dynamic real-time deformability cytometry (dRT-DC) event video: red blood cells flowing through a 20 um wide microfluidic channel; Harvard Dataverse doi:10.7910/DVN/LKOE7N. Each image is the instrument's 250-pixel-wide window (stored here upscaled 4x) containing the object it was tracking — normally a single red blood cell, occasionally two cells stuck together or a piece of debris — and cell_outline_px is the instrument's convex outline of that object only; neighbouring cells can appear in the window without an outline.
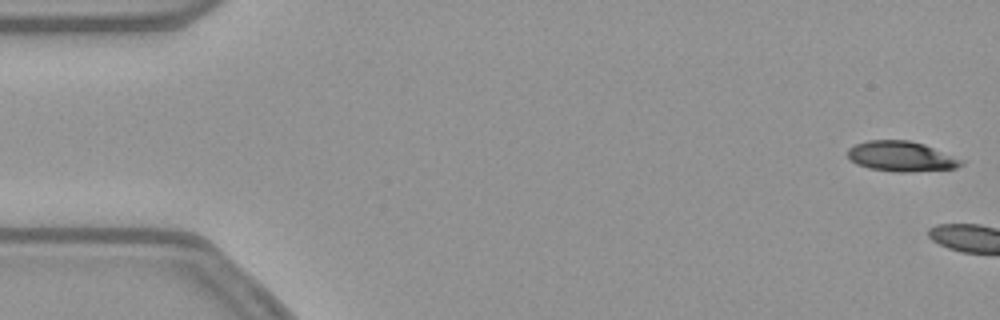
{"species": "common noctule bat (a hibernating species)", "species_latin": "Nyctalus noctula", "temperature_condition": "warm", "stored_images_in_passage": 4, "camera_frame_rate_fps": 3000, "um_per_image_px": 0.085, "animal": {"sex": "female", "body_mass_g": 21.9}, "frame": {"image": 1, "passage_image": 1, "time_ms": 0.0, "image_size_px": [1000, 320], "cell_outline_px": [[964, 164], [956, 168], [912, 172], [892, 172], [868, 168], [856, 164], [848, 156], [848, 148], [856, 144], [868, 140], [908, 140], [924, 144], [964, 160]], "centroid_in_image_um": [76.61, 13.3], "position_along_channel_um": 8.4, "area_um2": 20.06}}